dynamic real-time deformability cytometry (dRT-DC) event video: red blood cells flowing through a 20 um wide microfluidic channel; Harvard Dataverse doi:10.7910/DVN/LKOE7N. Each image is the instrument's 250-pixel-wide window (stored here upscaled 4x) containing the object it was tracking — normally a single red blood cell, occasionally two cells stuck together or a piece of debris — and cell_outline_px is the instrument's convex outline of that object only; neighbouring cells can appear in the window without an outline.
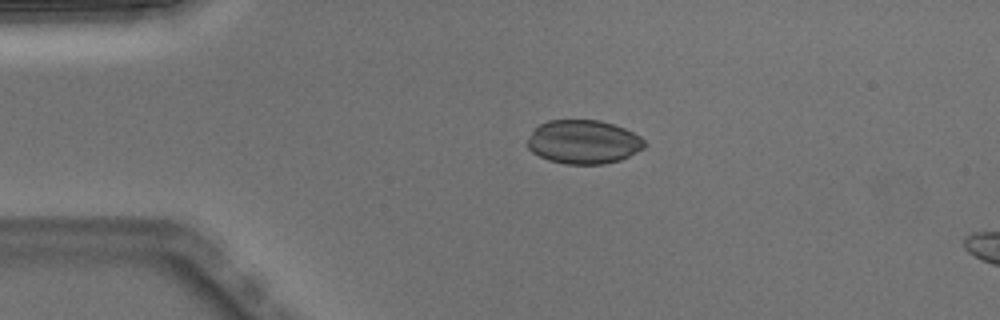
{"species": "Egyptian fruit bat (a non-hibernating species)", "species_latin": "Rousettus aegyptiacus", "temperature_condition": "warm", "stored_images_in_passage": 4, "camera_frame_rate_fps": 3000, "um_per_image_px": 0.085, "animal": {"sex": "male"}, "frame": {"image": 1, "passage_image": 2, "time_ms": 0.333, "image_size_px": [1000, 320], "cell_outline_px": [[648, 144], [644, 148], [620, 160], [604, 164], [564, 164], [548, 160], [532, 152], [528, 148], [528, 140], [532, 132], [540, 124], [548, 120], [600, 120], [624, 128], [640, 136]], "centroid_in_image_um": [49.61, 12.07], "position_along_channel_um": 35.4, "area_um2": 29.82}}